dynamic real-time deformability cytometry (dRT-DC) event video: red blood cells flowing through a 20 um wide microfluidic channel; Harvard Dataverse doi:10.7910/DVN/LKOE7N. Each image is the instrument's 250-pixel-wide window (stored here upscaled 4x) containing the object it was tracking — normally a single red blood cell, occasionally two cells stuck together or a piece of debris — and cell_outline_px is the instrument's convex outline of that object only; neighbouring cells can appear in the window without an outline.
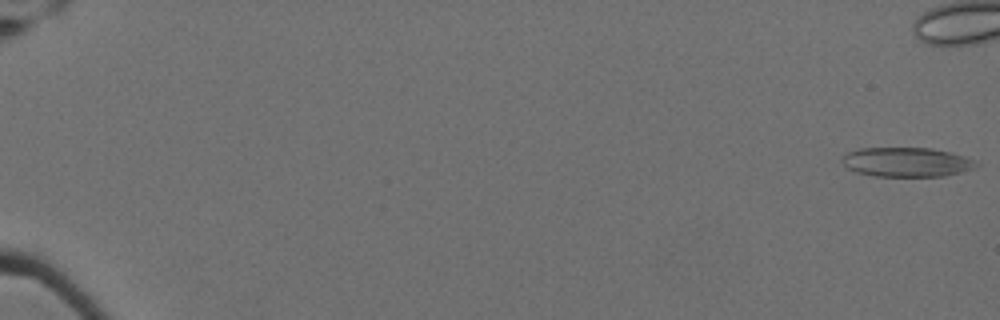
{"species": "Egyptian fruit bat (a non-hibernating species)", "species_latin": "Rousettus aegyptiacus", "temperature_condition": "cold", "stored_images_in_passage": 53, "camera_frame_rate_fps": 3000, "um_per_image_px": 0.085, "animal": {"sex": "female"}, "frame": {"image": 1, "passage_image": 1, "time_ms": 0.0, "image_size_px": [1000, 320], "cell_outline_px": [[980, 164], [976, 168], [944, 176], [872, 176], [856, 172], [848, 168], [840, 160], [848, 152], [860, 148], [932, 148], [964, 156], [976, 160]], "centroid_in_image_um": [77.08, 13.78], "position_along_channel_um": 7.9, "area_um2": 23.0}}
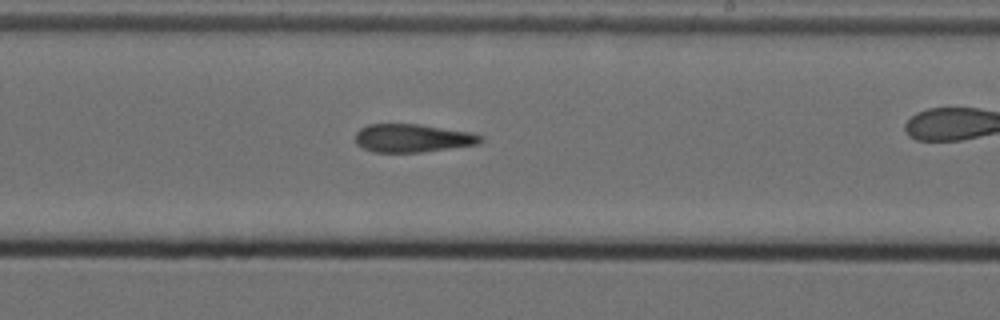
{"frame": {"image": 2, "passage_image": 39, "time_ms": 12.667, "image_size_px": [1000, 320], "cell_outline_px": [[484, 140], [476, 144], [420, 152], [372, 152], [356, 144], [356, 132], [360, 128], [368, 124], [420, 124], [472, 132], [484, 136]], "centroid_in_image_um": [35.07, 11.73], "position_along_channel_um": 253.9, "area_um2": 20.58}}
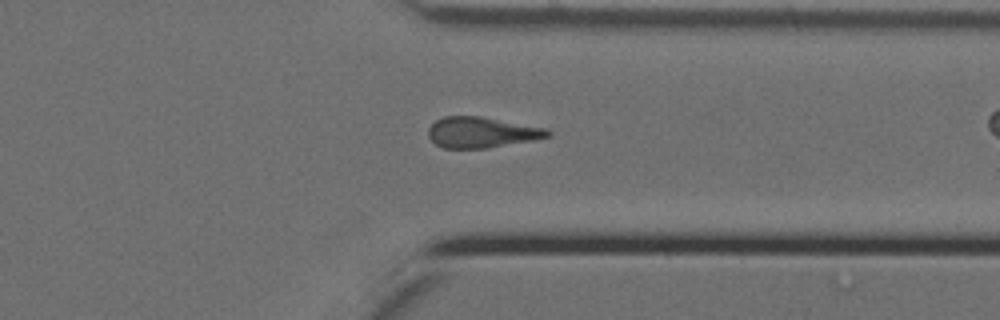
{"frame": {"image": 3, "passage_image": 49, "time_ms": 16.0, "image_size_px": [1000, 320], "cell_outline_px": [[552, 136], [536, 140], [488, 148], [444, 148], [436, 144], [428, 136], [428, 128], [436, 120], [444, 116], [480, 116], [548, 128], [552, 132]], "centroid_in_image_um": [40.99, 11.25], "position_along_channel_um": 370.4, "area_um2": 21.62}, "authors_computed_cell_mechanics": {"area_um2": 22.4264, "velocity_mm_per_s": 3.4972, "shape_relaxation_time_tau1_ms": null, "shape_relaxation_time_tau2_ms": 9.9331, "deformation_change_tau1": null, "deformation_change_tau2": 0.2329}}